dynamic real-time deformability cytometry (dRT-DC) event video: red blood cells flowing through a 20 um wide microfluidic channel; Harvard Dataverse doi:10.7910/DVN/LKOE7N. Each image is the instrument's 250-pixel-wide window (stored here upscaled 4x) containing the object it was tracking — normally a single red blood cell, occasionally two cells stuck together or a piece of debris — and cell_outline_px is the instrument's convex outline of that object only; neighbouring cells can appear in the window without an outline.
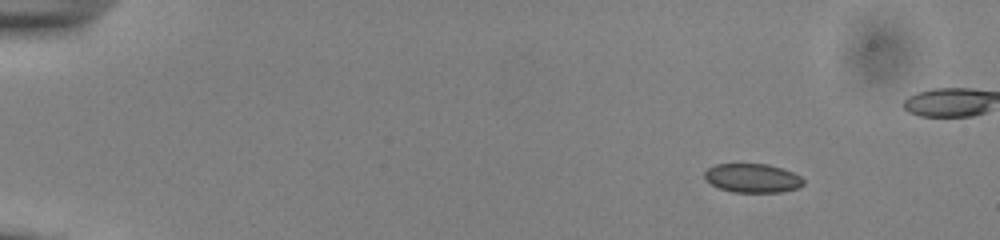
{"species": "common noctule bat (a hibernating species)", "species_latin": "Nyctalus noctula", "temperature_condition": "cold", "stored_images_in_passage": 45, "camera_frame_rate_fps": 3000, "um_per_image_px": 0.085, "animal": {"sex": "male", "body_mass_g": 13.0, "forearm_length_mm": 53.1}, "frame": {"image": 1, "passage_image": 1, "time_ms": 0.0, "image_size_px": [1000, 240], "cell_outline_px": [[804, 184], [800, 188], [780, 192], [732, 192], [720, 188], [712, 184], [704, 176], [704, 172], [708, 168], [716, 164], [768, 164], [784, 168], [800, 176], [804, 180]], "centroid_in_image_um": [64.0, 15.14], "position_along_channel_um": 21.0, "area_um2": 16.7}}
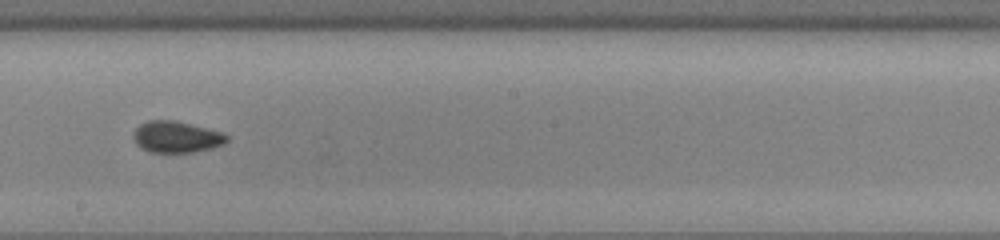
{"frame": {"image": 2, "passage_image": 26, "time_ms": 8.333, "image_size_px": [1000, 240], "cell_outline_px": [[228, 140], [224, 144], [212, 148], [192, 152], [148, 152], [140, 148], [136, 144], [132, 136], [132, 132], [140, 124], [148, 120], [176, 120], [224, 132], [228, 136]], "centroid_in_image_um": [14.98, 11.63], "position_along_channel_um": 233.2, "area_um2": 17.4}}
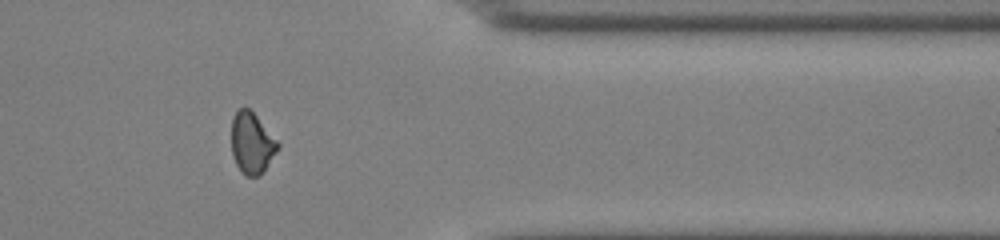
{"frame": {"image": 3, "passage_image": 39, "time_ms": 12.667, "image_size_px": [1000, 240], "cell_outline_px": [[280, 148], [260, 176], [244, 176], [236, 164], [232, 156], [232, 120], [236, 112], [240, 108], [248, 108], [256, 116], [280, 144]], "centroid_in_image_um": [21.41, 12.2], "position_along_channel_um": 390.0, "area_um2": 16.42}}